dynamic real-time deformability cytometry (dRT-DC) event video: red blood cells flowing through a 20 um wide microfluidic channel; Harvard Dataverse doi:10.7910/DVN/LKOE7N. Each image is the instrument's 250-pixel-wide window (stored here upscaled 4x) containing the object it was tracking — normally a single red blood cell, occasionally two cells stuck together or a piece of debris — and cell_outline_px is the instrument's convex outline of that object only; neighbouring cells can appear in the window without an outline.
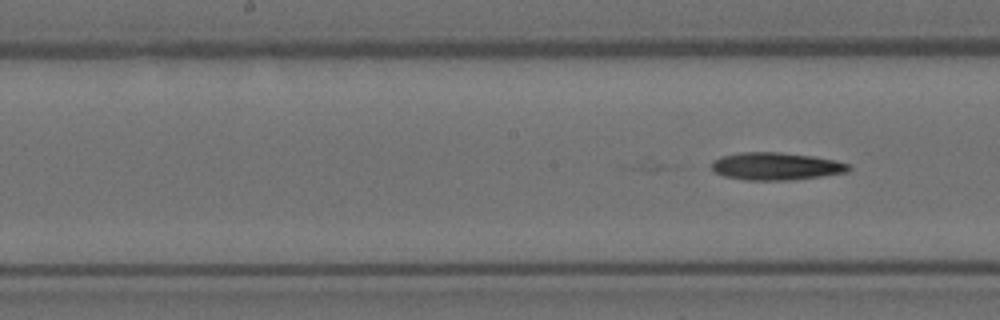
{"species": "Egyptian fruit bat (a non-hibernating species)", "species_latin": "Rousettus aegyptiacus", "temperature_condition": "room temperature", "stored_images_in_passage": 30, "segment_of_instrument_passage": [2, 2], "camera_frame_rate_fps": 3000, "um_per_image_px": 0.085, "animal": {"sex": "female"}, "frame": {"image": 1, "passage_image": 30, "time_ms": 9.667, "image_size_px": [1000, 320], "cell_outline_px": [[852, 168], [848, 172], [792, 180], [744, 180], [724, 176], [716, 172], [712, 168], [712, 160], [720, 156], [740, 152], [780, 152], [812, 156], [832, 160], [848, 164]], "centroid_in_image_um": [65.92, 14.13], "position_along_channel_um": 182.3, "area_um2": 21.96}}